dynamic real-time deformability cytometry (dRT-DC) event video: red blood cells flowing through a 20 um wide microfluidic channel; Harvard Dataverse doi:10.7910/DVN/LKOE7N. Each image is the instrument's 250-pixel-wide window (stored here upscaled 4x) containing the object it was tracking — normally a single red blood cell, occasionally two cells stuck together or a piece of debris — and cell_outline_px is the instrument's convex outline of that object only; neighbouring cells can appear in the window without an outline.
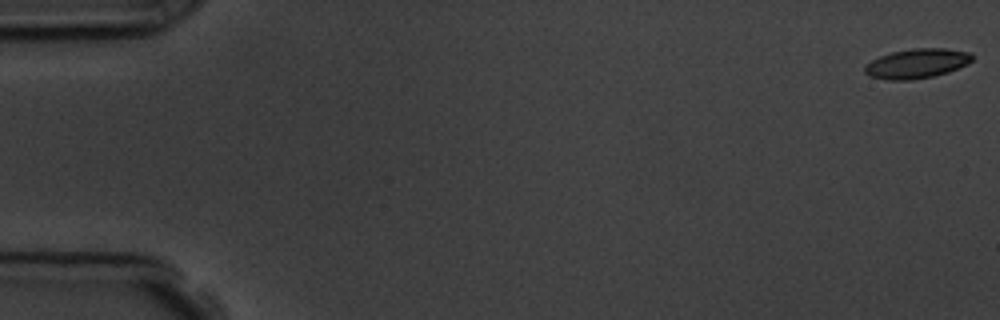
{"species": "common noctule bat (a hibernating species)", "species_latin": "Nyctalus noctula", "temperature_condition": "room temperature", "stored_images_in_passage": 57, "camera_frame_rate_fps": 3000, "um_per_image_px": 0.085, "animal": {"sex": "male", "body_mass_g": 19.5, "forearm_length_mm": 54.6}, "frame": {"image": 1, "passage_image": 1, "time_ms": 0.0, "image_size_px": [1000, 320], "cell_outline_px": [[972, 60], [968, 64], [948, 72], [932, 76], [912, 80], [884, 80], [868, 76], [864, 72], [864, 68], [872, 60], [880, 56], [892, 52], [912, 48], [944, 48], [968, 52], [972, 56]], "centroid_in_image_um": [77.91, 5.41], "position_along_channel_um": 7.1, "area_um2": 18.5}}
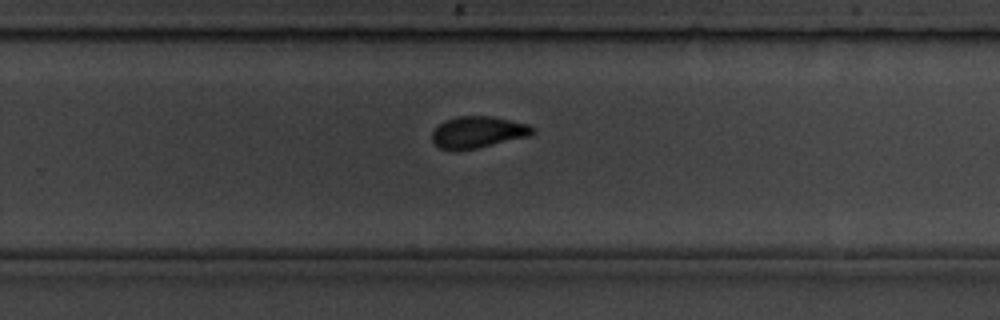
{"frame": {"image": 2, "passage_image": 37, "time_ms": 12.0, "image_size_px": [1000, 320], "cell_outline_px": [[536, 128], [528, 136], [476, 148], [456, 152], [440, 148], [432, 140], [432, 132], [444, 120], [456, 116], [492, 116], [528, 124]], "centroid_in_image_um": [40.58, 11.24], "position_along_channel_um": 289.2, "area_um2": 18.5}}
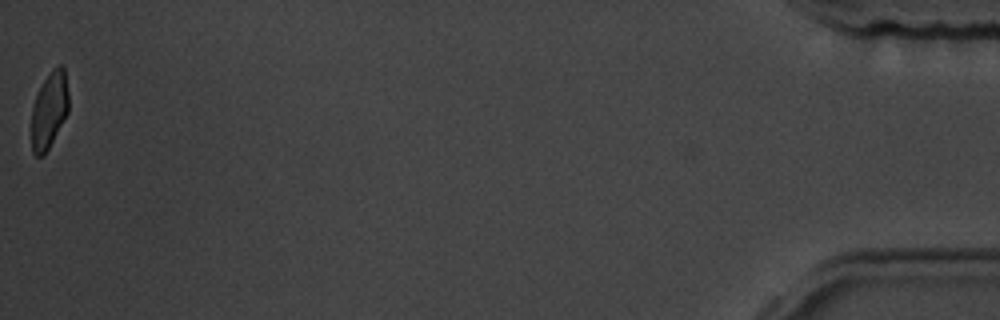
{"frame": {"image": 3, "passage_image": 57, "time_ms": 18.667, "image_size_px": [1000, 320], "cell_outline_px": [[68, 112], [44, 156], [36, 156], [32, 152], [32, 108], [36, 96], [48, 72], [56, 64], [60, 64], [64, 68], [68, 92]], "centroid_in_image_um": [4.19, 9.34], "position_along_channel_um": 431.0, "area_um2": 16.47}, "authors_computed_cell_mechanics": {"area_um2": 18.8428, "velocity_mm_per_s": 3.6126, "shape_relaxation_time_tau1_ms": 4.1325, "shape_relaxation_time_tau2_ms": 1.4332, "deformation_change_tau1": 0.1142, "deformation_change_tau2": 0.0566}}